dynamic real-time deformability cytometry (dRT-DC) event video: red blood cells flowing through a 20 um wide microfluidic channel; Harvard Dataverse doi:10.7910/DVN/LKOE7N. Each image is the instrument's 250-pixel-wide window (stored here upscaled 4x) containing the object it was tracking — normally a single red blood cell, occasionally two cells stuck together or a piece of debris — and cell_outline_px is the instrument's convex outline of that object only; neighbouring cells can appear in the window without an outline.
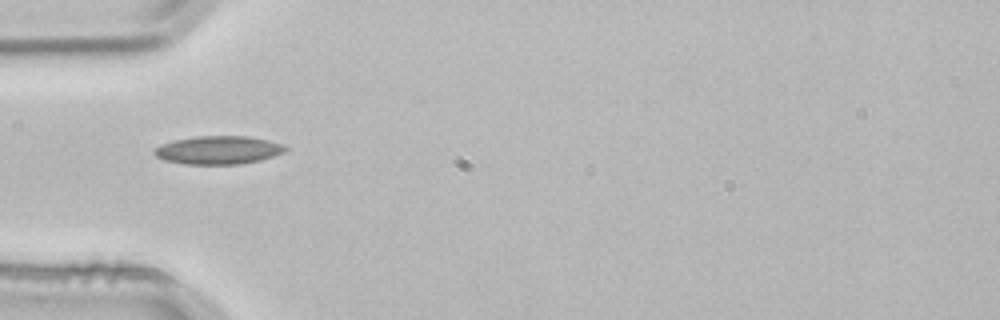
{"species": "common noctule bat (a hibernating species)", "species_latin": "Nyctalus noctula", "temperature_condition": "room temperature", "stored_images_in_passage": 1, "camera_frame_rate_fps": 3000, "um_per_image_px": 0.085, "animal": {"sex": "male", "body_mass_g": 21.5, "forearm_length_mm": 52.0}, "frame": {"image": 1, "passage_image": 1, "time_ms": 0.0, "image_size_px": [1000, 320], "cell_outline_px": [[288, 148], [284, 152], [260, 160], [240, 164], [184, 164], [164, 160], [156, 156], [152, 152], [152, 148], [176, 140], [196, 136], [248, 136], [268, 140], [284, 144]], "centroid_in_image_um": [18.56, 12.75], "position_along_channel_um": 66.4, "area_um2": 21.56}}